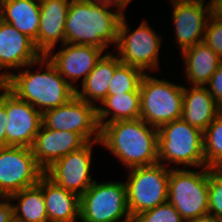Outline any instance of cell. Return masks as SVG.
I'll list each match as a JSON object with an SVG mask.
<instances>
[{
	"label": "cell",
	"instance_id": "6da1fadb",
	"mask_svg": "<svg viewBox=\"0 0 222 222\" xmlns=\"http://www.w3.org/2000/svg\"><path fill=\"white\" fill-rule=\"evenodd\" d=\"M99 141L130 169L159 162L158 128L141 118L106 123Z\"/></svg>",
	"mask_w": 222,
	"mask_h": 222
},
{
	"label": "cell",
	"instance_id": "7a4b0ae2",
	"mask_svg": "<svg viewBox=\"0 0 222 222\" xmlns=\"http://www.w3.org/2000/svg\"><path fill=\"white\" fill-rule=\"evenodd\" d=\"M109 5L87 0H71L65 22V42L93 45L105 49L117 44L120 11L111 12Z\"/></svg>",
	"mask_w": 222,
	"mask_h": 222
},
{
	"label": "cell",
	"instance_id": "3957f363",
	"mask_svg": "<svg viewBox=\"0 0 222 222\" xmlns=\"http://www.w3.org/2000/svg\"><path fill=\"white\" fill-rule=\"evenodd\" d=\"M45 62V63H44ZM46 71L32 73L29 70L19 74L2 73L0 78H7L10 91L19 99L28 102L42 114L64 105L75 96V89L60 75L55 66L45 56L38 60Z\"/></svg>",
	"mask_w": 222,
	"mask_h": 222
},
{
	"label": "cell",
	"instance_id": "277c9868",
	"mask_svg": "<svg viewBox=\"0 0 222 222\" xmlns=\"http://www.w3.org/2000/svg\"><path fill=\"white\" fill-rule=\"evenodd\" d=\"M203 172L171 169L168 202L186 222H195L209 214V168Z\"/></svg>",
	"mask_w": 222,
	"mask_h": 222
},
{
	"label": "cell",
	"instance_id": "5b68a950",
	"mask_svg": "<svg viewBox=\"0 0 222 222\" xmlns=\"http://www.w3.org/2000/svg\"><path fill=\"white\" fill-rule=\"evenodd\" d=\"M160 160L187 166H206L203 131L182 118L158 128V163Z\"/></svg>",
	"mask_w": 222,
	"mask_h": 222
},
{
	"label": "cell",
	"instance_id": "8992f818",
	"mask_svg": "<svg viewBox=\"0 0 222 222\" xmlns=\"http://www.w3.org/2000/svg\"><path fill=\"white\" fill-rule=\"evenodd\" d=\"M140 118L161 125L182 118L184 86L144 74L140 84Z\"/></svg>",
	"mask_w": 222,
	"mask_h": 222
},
{
	"label": "cell",
	"instance_id": "52a82bcc",
	"mask_svg": "<svg viewBox=\"0 0 222 222\" xmlns=\"http://www.w3.org/2000/svg\"><path fill=\"white\" fill-rule=\"evenodd\" d=\"M170 170L164 163L131 168L126 185L131 217L167 202Z\"/></svg>",
	"mask_w": 222,
	"mask_h": 222
},
{
	"label": "cell",
	"instance_id": "ba28073f",
	"mask_svg": "<svg viewBox=\"0 0 222 222\" xmlns=\"http://www.w3.org/2000/svg\"><path fill=\"white\" fill-rule=\"evenodd\" d=\"M132 222L127 206L126 185L121 182L93 184L80 196V218L83 222Z\"/></svg>",
	"mask_w": 222,
	"mask_h": 222
},
{
	"label": "cell",
	"instance_id": "9c48e42d",
	"mask_svg": "<svg viewBox=\"0 0 222 222\" xmlns=\"http://www.w3.org/2000/svg\"><path fill=\"white\" fill-rule=\"evenodd\" d=\"M44 172L30 147H0V198L38 184Z\"/></svg>",
	"mask_w": 222,
	"mask_h": 222
},
{
	"label": "cell",
	"instance_id": "30bf717a",
	"mask_svg": "<svg viewBox=\"0 0 222 222\" xmlns=\"http://www.w3.org/2000/svg\"><path fill=\"white\" fill-rule=\"evenodd\" d=\"M43 125L52 130L71 131L80 134L87 142L100 140V125L96 104L92 105L76 95L62 106L42 114ZM97 131V132H96ZM91 139V135H94Z\"/></svg>",
	"mask_w": 222,
	"mask_h": 222
},
{
	"label": "cell",
	"instance_id": "8fae6325",
	"mask_svg": "<svg viewBox=\"0 0 222 222\" xmlns=\"http://www.w3.org/2000/svg\"><path fill=\"white\" fill-rule=\"evenodd\" d=\"M123 14L118 29L117 48L120 62L145 70L157 68L160 37L148 26L147 21L128 34V26Z\"/></svg>",
	"mask_w": 222,
	"mask_h": 222
},
{
	"label": "cell",
	"instance_id": "7c38bea8",
	"mask_svg": "<svg viewBox=\"0 0 222 222\" xmlns=\"http://www.w3.org/2000/svg\"><path fill=\"white\" fill-rule=\"evenodd\" d=\"M88 142L79 150L70 152L56 160L44 174L56 185L81 196L93 184L91 180V151L92 144Z\"/></svg>",
	"mask_w": 222,
	"mask_h": 222
},
{
	"label": "cell",
	"instance_id": "4fadbf2b",
	"mask_svg": "<svg viewBox=\"0 0 222 222\" xmlns=\"http://www.w3.org/2000/svg\"><path fill=\"white\" fill-rule=\"evenodd\" d=\"M6 112V147H31L43 124L42 113L11 91L6 94Z\"/></svg>",
	"mask_w": 222,
	"mask_h": 222
},
{
	"label": "cell",
	"instance_id": "5bb4252c",
	"mask_svg": "<svg viewBox=\"0 0 222 222\" xmlns=\"http://www.w3.org/2000/svg\"><path fill=\"white\" fill-rule=\"evenodd\" d=\"M172 2L176 39L183 52L204 40L207 22L211 16V6L208 4L206 7L203 6L204 0H172Z\"/></svg>",
	"mask_w": 222,
	"mask_h": 222
},
{
	"label": "cell",
	"instance_id": "9a60e30c",
	"mask_svg": "<svg viewBox=\"0 0 222 222\" xmlns=\"http://www.w3.org/2000/svg\"><path fill=\"white\" fill-rule=\"evenodd\" d=\"M87 143L76 132L52 130L42 124L30 148L35 161L45 171L56 160L79 150Z\"/></svg>",
	"mask_w": 222,
	"mask_h": 222
},
{
	"label": "cell",
	"instance_id": "2e32d148",
	"mask_svg": "<svg viewBox=\"0 0 222 222\" xmlns=\"http://www.w3.org/2000/svg\"><path fill=\"white\" fill-rule=\"evenodd\" d=\"M62 46L65 49L53 56L45 55V57L55 66L60 75L76 89L73 82H76L81 76H83L82 82L84 81L101 59L104 50L93 45L68 44L66 42Z\"/></svg>",
	"mask_w": 222,
	"mask_h": 222
},
{
	"label": "cell",
	"instance_id": "e0dca14e",
	"mask_svg": "<svg viewBox=\"0 0 222 222\" xmlns=\"http://www.w3.org/2000/svg\"><path fill=\"white\" fill-rule=\"evenodd\" d=\"M41 57L33 39L0 20V69L33 66Z\"/></svg>",
	"mask_w": 222,
	"mask_h": 222
},
{
	"label": "cell",
	"instance_id": "ac0fdd59",
	"mask_svg": "<svg viewBox=\"0 0 222 222\" xmlns=\"http://www.w3.org/2000/svg\"><path fill=\"white\" fill-rule=\"evenodd\" d=\"M40 25L34 41L40 53L51 55L57 41L65 43V22L71 0H39Z\"/></svg>",
	"mask_w": 222,
	"mask_h": 222
},
{
	"label": "cell",
	"instance_id": "d6986e66",
	"mask_svg": "<svg viewBox=\"0 0 222 222\" xmlns=\"http://www.w3.org/2000/svg\"><path fill=\"white\" fill-rule=\"evenodd\" d=\"M221 111L206 86L184 87L182 119L189 125L204 132Z\"/></svg>",
	"mask_w": 222,
	"mask_h": 222
},
{
	"label": "cell",
	"instance_id": "ffe728a7",
	"mask_svg": "<svg viewBox=\"0 0 222 222\" xmlns=\"http://www.w3.org/2000/svg\"><path fill=\"white\" fill-rule=\"evenodd\" d=\"M43 196L49 222H75L80 218V196L43 175Z\"/></svg>",
	"mask_w": 222,
	"mask_h": 222
},
{
	"label": "cell",
	"instance_id": "44dd1931",
	"mask_svg": "<svg viewBox=\"0 0 222 222\" xmlns=\"http://www.w3.org/2000/svg\"><path fill=\"white\" fill-rule=\"evenodd\" d=\"M121 64L119 56L106 54L96 63L94 69L82 82V89H75V95L89 104L100 103L108 95L109 86L115 69ZM93 101V102H92Z\"/></svg>",
	"mask_w": 222,
	"mask_h": 222
},
{
	"label": "cell",
	"instance_id": "7402d4cb",
	"mask_svg": "<svg viewBox=\"0 0 222 222\" xmlns=\"http://www.w3.org/2000/svg\"><path fill=\"white\" fill-rule=\"evenodd\" d=\"M1 20L35 41L40 25V2L39 0H2Z\"/></svg>",
	"mask_w": 222,
	"mask_h": 222
},
{
	"label": "cell",
	"instance_id": "603a6c76",
	"mask_svg": "<svg viewBox=\"0 0 222 222\" xmlns=\"http://www.w3.org/2000/svg\"><path fill=\"white\" fill-rule=\"evenodd\" d=\"M182 57L189 78L187 80L191 81L193 86L208 84L222 62V59L203 41L185 49Z\"/></svg>",
	"mask_w": 222,
	"mask_h": 222
},
{
	"label": "cell",
	"instance_id": "cb8c5ba5",
	"mask_svg": "<svg viewBox=\"0 0 222 222\" xmlns=\"http://www.w3.org/2000/svg\"><path fill=\"white\" fill-rule=\"evenodd\" d=\"M19 199L13 205L14 222H49L43 196V176L38 184L24 188L9 197Z\"/></svg>",
	"mask_w": 222,
	"mask_h": 222
},
{
	"label": "cell",
	"instance_id": "d4e9b609",
	"mask_svg": "<svg viewBox=\"0 0 222 222\" xmlns=\"http://www.w3.org/2000/svg\"><path fill=\"white\" fill-rule=\"evenodd\" d=\"M101 103L104 107H97V119L100 128L106 123L140 118V92L107 95ZM111 112L112 117L108 121H104Z\"/></svg>",
	"mask_w": 222,
	"mask_h": 222
},
{
	"label": "cell",
	"instance_id": "484cf974",
	"mask_svg": "<svg viewBox=\"0 0 222 222\" xmlns=\"http://www.w3.org/2000/svg\"><path fill=\"white\" fill-rule=\"evenodd\" d=\"M206 167L222 168V111L203 132Z\"/></svg>",
	"mask_w": 222,
	"mask_h": 222
},
{
	"label": "cell",
	"instance_id": "4316f807",
	"mask_svg": "<svg viewBox=\"0 0 222 222\" xmlns=\"http://www.w3.org/2000/svg\"><path fill=\"white\" fill-rule=\"evenodd\" d=\"M140 68L121 63L111 80L108 95L123 94L126 92H140V84L144 76Z\"/></svg>",
	"mask_w": 222,
	"mask_h": 222
},
{
	"label": "cell",
	"instance_id": "83f0119b",
	"mask_svg": "<svg viewBox=\"0 0 222 222\" xmlns=\"http://www.w3.org/2000/svg\"><path fill=\"white\" fill-rule=\"evenodd\" d=\"M132 222H186L176 208L168 201L142 212L132 218Z\"/></svg>",
	"mask_w": 222,
	"mask_h": 222
},
{
	"label": "cell",
	"instance_id": "f1b7e54d",
	"mask_svg": "<svg viewBox=\"0 0 222 222\" xmlns=\"http://www.w3.org/2000/svg\"><path fill=\"white\" fill-rule=\"evenodd\" d=\"M209 215L222 218V168H209Z\"/></svg>",
	"mask_w": 222,
	"mask_h": 222
},
{
	"label": "cell",
	"instance_id": "f546056e",
	"mask_svg": "<svg viewBox=\"0 0 222 222\" xmlns=\"http://www.w3.org/2000/svg\"><path fill=\"white\" fill-rule=\"evenodd\" d=\"M203 42L222 59V20L212 14L207 22Z\"/></svg>",
	"mask_w": 222,
	"mask_h": 222
},
{
	"label": "cell",
	"instance_id": "4dcf8cb0",
	"mask_svg": "<svg viewBox=\"0 0 222 222\" xmlns=\"http://www.w3.org/2000/svg\"><path fill=\"white\" fill-rule=\"evenodd\" d=\"M209 85V93L213 96L216 103L222 108V62L217 71L211 76Z\"/></svg>",
	"mask_w": 222,
	"mask_h": 222
},
{
	"label": "cell",
	"instance_id": "1f68e13d",
	"mask_svg": "<svg viewBox=\"0 0 222 222\" xmlns=\"http://www.w3.org/2000/svg\"><path fill=\"white\" fill-rule=\"evenodd\" d=\"M8 124V115L6 112V96L0 105V147H6V126Z\"/></svg>",
	"mask_w": 222,
	"mask_h": 222
},
{
	"label": "cell",
	"instance_id": "d6a6232c",
	"mask_svg": "<svg viewBox=\"0 0 222 222\" xmlns=\"http://www.w3.org/2000/svg\"><path fill=\"white\" fill-rule=\"evenodd\" d=\"M5 201H0V222H14L13 204L9 202V197H3Z\"/></svg>",
	"mask_w": 222,
	"mask_h": 222
},
{
	"label": "cell",
	"instance_id": "836d02e7",
	"mask_svg": "<svg viewBox=\"0 0 222 222\" xmlns=\"http://www.w3.org/2000/svg\"><path fill=\"white\" fill-rule=\"evenodd\" d=\"M89 3L93 4H105V5H111L117 7V10L122 13V0H87Z\"/></svg>",
	"mask_w": 222,
	"mask_h": 222
},
{
	"label": "cell",
	"instance_id": "e575fe53",
	"mask_svg": "<svg viewBox=\"0 0 222 222\" xmlns=\"http://www.w3.org/2000/svg\"><path fill=\"white\" fill-rule=\"evenodd\" d=\"M211 14L222 20V0H217L213 5H211Z\"/></svg>",
	"mask_w": 222,
	"mask_h": 222
},
{
	"label": "cell",
	"instance_id": "d590c367",
	"mask_svg": "<svg viewBox=\"0 0 222 222\" xmlns=\"http://www.w3.org/2000/svg\"><path fill=\"white\" fill-rule=\"evenodd\" d=\"M0 90H4L2 94H0V105L6 94L10 91V85L7 78H0Z\"/></svg>",
	"mask_w": 222,
	"mask_h": 222
},
{
	"label": "cell",
	"instance_id": "8d00e7d4",
	"mask_svg": "<svg viewBox=\"0 0 222 222\" xmlns=\"http://www.w3.org/2000/svg\"><path fill=\"white\" fill-rule=\"evenodd\" d=\"M195 222H222V218L208 214L205 217H203L200 220L195 221Z\"/></svg>",
	"mask_w": 222,
	"mask_h": 222
},
{
	"label": "cell",
	"instance_id": "74e56055",
	"mask_svg": "<svg viewBox=\"0 0 222 222\" xmlns=\"http://www.w3.org/2000/svg\"><path fill=\"white\" fill-rule=\"evenodd\" d=\"M130 1L131 0H122V14H124L123 10Z\"/></svg>",
	"mask_w": 222,
	"mask_h": 222
},
{
	"label": "cell",
	"instance_id": "f35d334b",
	"mask_svg": "<svg viewBox=\"0 0 222 222\" xmlns=\"http://www.w3.org/2000/svg\"><path fill=\"white\" fill-rule=\"evenodd\" d=\"M217 0H209V2H207L208 5H213Z\"/></svg>",
	"mask_w": 222,
	"mask_h": 222
},
{
	"label": "cell",
	"instance_id": "ab89813d",
	"mask_svg": "<svg viewBox=\"0 0 222 222\" xmlns=\"http://www.w3.org/2000/svg\"><path fill=\"white\" fill-rule=\"evenodd\" d=\"M1 2L2 0H0V20H1Z\"/></svg>",
	"mask_w": 222,
	"mask_h": 222
}]
</instances>
